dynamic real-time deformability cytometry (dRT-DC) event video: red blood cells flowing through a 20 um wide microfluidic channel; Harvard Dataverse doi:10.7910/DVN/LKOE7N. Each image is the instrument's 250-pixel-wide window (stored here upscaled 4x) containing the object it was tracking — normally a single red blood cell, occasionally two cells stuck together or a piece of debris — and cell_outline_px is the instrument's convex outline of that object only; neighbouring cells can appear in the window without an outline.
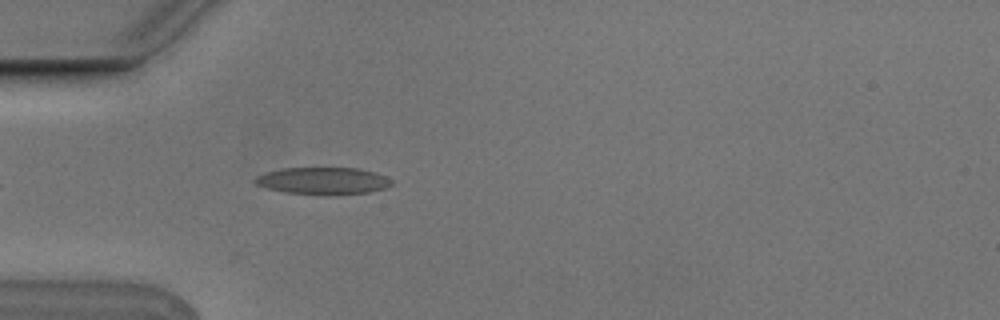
{"species": "Egyptian fruit bat (a non-hibernating species)", "species_latin": "Rousettus aegyptiacus", "temperature_condition": "cold", "stored_images_in_passage": 4, "camera_frame_rate_fps": 3000, "um_per_image_px": 0.085, "animal": {"sex": "male"}, "frame": {"image": 1, "passage_image": 4, "time_ms": 1.0, "image_size_px": [1000, 320], "cell_outline_px": [[392, 184], [384, 188], [368, 192], [328, 196], [284, 192], [268, 188], [256, 184], [252, 180], [256, 176], [264, 172], [280, 168], [356, 168], [372, 172], [384, 176], [392, 180]], "centroid_in_image_um": [27.4, 15.38], "position_along_channel_um": 57.6, "area_um2": 21.68}}